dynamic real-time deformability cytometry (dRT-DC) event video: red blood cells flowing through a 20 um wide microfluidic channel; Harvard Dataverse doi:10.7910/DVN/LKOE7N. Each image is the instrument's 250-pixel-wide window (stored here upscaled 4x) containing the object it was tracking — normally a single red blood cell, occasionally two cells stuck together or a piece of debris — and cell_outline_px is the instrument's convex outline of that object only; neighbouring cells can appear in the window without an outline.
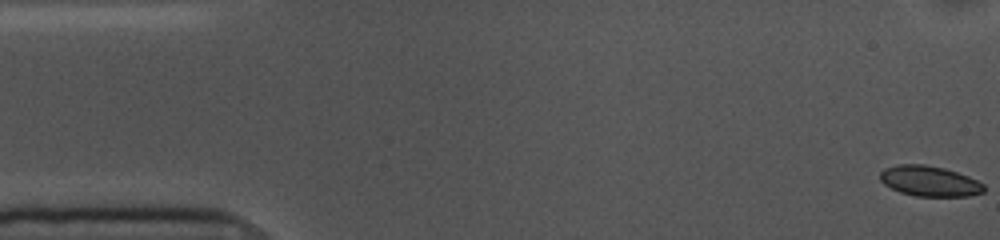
{"species": "common noctule bat (a hibernating species)", "species_latin": "Nyctalus noctula", "temperature_condition": "cold", "stored_images_in_passage": 8, "camera_frame_rate_fps": 3000, "um_per_image_px": 0.085, "animal": {"sex": "female", "body_mass_g": 10.0, "forearm_length_mm": 53.1}, "frame": {"image": 1, "passage_image": 1, "time_ms": 0.0, "image_size_px": [1000, 240], "cell_outline_px": [[984, 192], [968, 196], [916, 196], [900, 192], [884, 184], [880, 180], [880, 172], [884, 168], [896, 164], [924, 164], [944, 168], [968, 176], [984, 184]], "centroid_in_image_um": [78.99, 15.39], "position_along_channel_um": 6.0, "area_um2": 18.38}}